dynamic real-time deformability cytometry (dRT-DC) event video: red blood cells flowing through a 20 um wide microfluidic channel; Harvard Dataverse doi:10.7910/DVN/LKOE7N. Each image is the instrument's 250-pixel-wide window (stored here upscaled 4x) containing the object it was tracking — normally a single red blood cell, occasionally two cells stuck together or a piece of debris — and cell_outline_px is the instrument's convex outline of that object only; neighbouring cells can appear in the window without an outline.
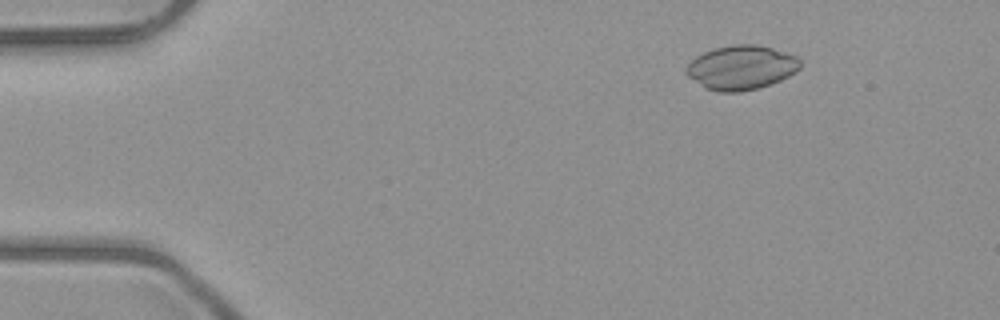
{"species": "common noctule bat (a hibernating species)", "species_latin": "Nyctalus noctula", "temperature_condition": "room temperature", "stored_images_in_passage": 3, "camera_frame_rate_fps": 3000, "um_per_image_px": 0.085, "animal": {"sex": "male", "body_mass_g": 23.1, "forearm_length_mm": 52.7}, "frame": {"image": 1, "passage_image": 1, "time_ms": 0.0, "image_size_px": [1000, 320], "cell_outline_px": [[800, 68], [796, 72], [780, 80], [760, 88], [740, 92], [720, 92], [704, 88], [688, 76], [684, 72], [684, 68], [696, 56], [712, 48], [732, 44], [756, 44], [772, 48], [796, 56], [800, 60]], "centroid_in_image_um": [62.98, 5.74], "position_along_channel_um": 22.0, "area_um2": 29.59}}